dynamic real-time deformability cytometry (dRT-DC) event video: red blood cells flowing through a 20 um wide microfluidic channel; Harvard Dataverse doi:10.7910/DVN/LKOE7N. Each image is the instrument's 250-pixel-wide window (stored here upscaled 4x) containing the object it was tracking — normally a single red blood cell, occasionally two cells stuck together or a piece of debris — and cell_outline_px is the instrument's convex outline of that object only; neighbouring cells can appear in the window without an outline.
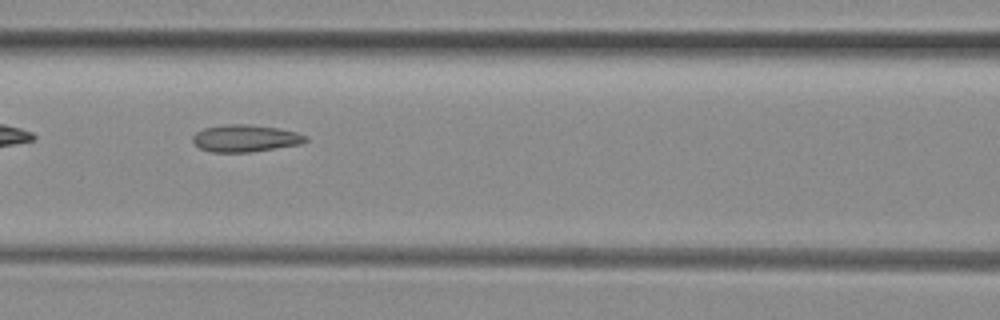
{"species": "common noctule bat (a hibernating species)", "species_latin": "Nyctalus noctula", "temperature_condition": "room temperature", "stored_images_in_passage": 35, "camera_frame_rate_fps": 3000, "um_per_image_px": 0.085, "animal": {"sex": "female", "body_mass_g": 29.2, "forearm_length_mm": 56.3}, "frame": {"image": 1, "passage_image": 6, "time_ms": 1.667, "image_size_px": [1000, 320], "cell_outline_px": [[308, 140], [300, 144], [252, 152], [212, 152], [200, 148], [192, 140], [192, 136], [196, 132], [204, 128], [228, 124], [248, 124], [280, 128], [296, 132], [308, 136]], "centroid_in_image_um": [20.87, 11.75], "position_along_channel_um": 145.7, "area_um2": 17.86}}